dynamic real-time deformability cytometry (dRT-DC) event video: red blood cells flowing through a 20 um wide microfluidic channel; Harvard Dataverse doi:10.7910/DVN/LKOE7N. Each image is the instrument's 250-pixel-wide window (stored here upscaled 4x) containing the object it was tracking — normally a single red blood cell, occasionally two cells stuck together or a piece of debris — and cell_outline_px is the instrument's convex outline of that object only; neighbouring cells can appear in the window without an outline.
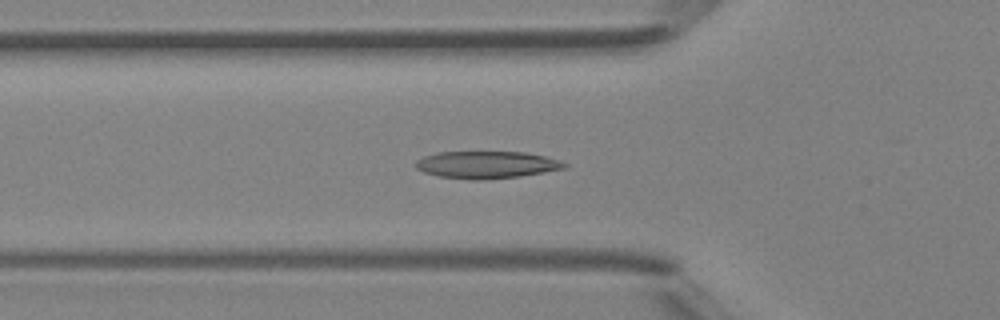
{"species": "Egyptian fruit bat (a non-hibernating species)", "species_latin": "Rousettus aegyptiacus", "temperature_condition": "room temperature", "stored_images_in_passage": 40, "camera_frame_rate_fps": 3000, "um_per_image_px": 0.085, "animal": {"sex": "female"}, "frame": {"image": 1, "passage_image": 17, "time_ms": 5.333, "image_size_px": [1000, 320], "cell_outline_px": [[568, 164], [564, 168], [544, 172], [520, 176], [484, 180], [472, 180], [440, 176], [424, 172], [416, 168], [416, 160], [424, 156], [436, 152], [524, 152], [544, 156]], "centroid_in_image_um": [41.32, 14.0], "position_along_channel_um": 84.5, "area_um2": 23.41}}
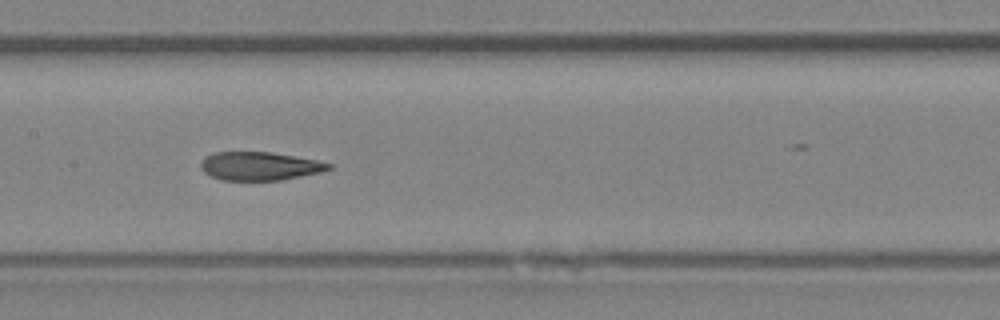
{"frame": {"image": 2, "passage_image": 24, "time_ms": 7.667, "image_size_px": [1000, 320], "cell_outline_px": [[332, 168], [320, 172], [280, 180], [220, 180], [204, 172], [200, 168], [200, 164], [204, 156], [212, 152], [268, 152], [316, 160], [332, 164]], "centroid_in_image_um": [22.01, 14.11], "position_along_channel_um": 185.4, "area_um2": 21.04}}
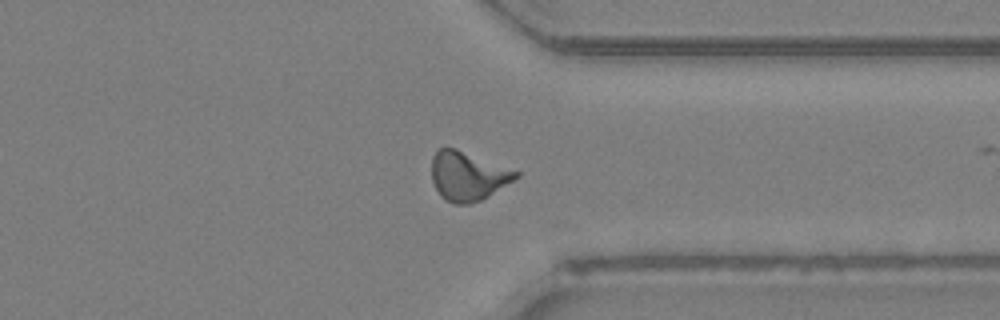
{"frame": {"image": 3, "passage_image": 37, "time_ms": 12.0, "image_size_px": [1000, 320], "cell_outline_px": [[520, 176], [488, 196], [480, 200], [468, 204], [452, 204], [440, 196], [432, 180], [432, 156], [440, 148], [456, 148], [520, 172]], "centroid_in_image_um": [39.75, 14.97], "position_along_channel_um": 371.6, "area_um2": 23.87}, "authors_computed_cell_mechanics": {"area_um2": 22.9755, "velocity_mm_per_s": 4.3309, "shape_relaxation_time_tau1_ms": null, "shape_relaxation_time_tau2_ms": 2.2065, "deformation_change_tau1": null, "deformation_change_tau2": 0.0902}}